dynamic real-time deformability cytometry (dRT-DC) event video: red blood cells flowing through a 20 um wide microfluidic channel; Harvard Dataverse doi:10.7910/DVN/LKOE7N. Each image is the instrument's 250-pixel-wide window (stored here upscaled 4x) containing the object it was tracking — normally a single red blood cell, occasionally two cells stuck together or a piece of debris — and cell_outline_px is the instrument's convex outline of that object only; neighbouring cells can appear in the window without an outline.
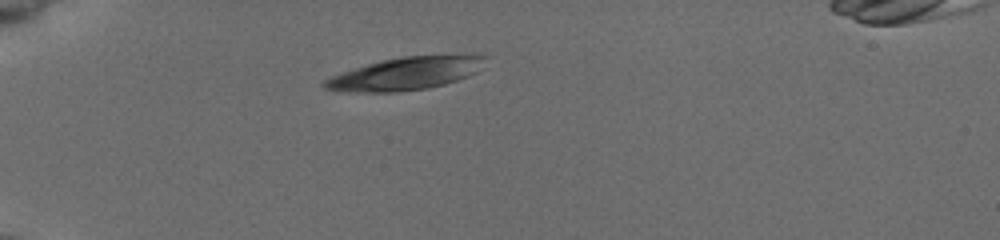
{"species": "common noctule bat (a hibernating species)", "species_latin": "Nyctalus noctula", "temperature_condition": "cold", "stored_images_in_passage": 32, "camera_frame_rate_fps": 3000, "um_per_image_px": 0.085, "animal": {"sex": "female", "body_mass_g": 19.5, "forearm_length_mm": 54.1}, "frame": {"image": 1, "passage_image": 1, "time_ms": 0.0, "image_size_px": [1000, 240], "cell_outline_px": [[488, 56], [476, 72], [468, 76], [444, 84], [428, 88], [400, 92], [340, 92], [324, 88], [320, 84], [324, 80], [332, 76], [368, 64], [384, 60], [404, 56]], "centroid_in_image_um": [34.39, 6.29], "position_along_channel_um": 50.6, "area_um2": 30.0}}